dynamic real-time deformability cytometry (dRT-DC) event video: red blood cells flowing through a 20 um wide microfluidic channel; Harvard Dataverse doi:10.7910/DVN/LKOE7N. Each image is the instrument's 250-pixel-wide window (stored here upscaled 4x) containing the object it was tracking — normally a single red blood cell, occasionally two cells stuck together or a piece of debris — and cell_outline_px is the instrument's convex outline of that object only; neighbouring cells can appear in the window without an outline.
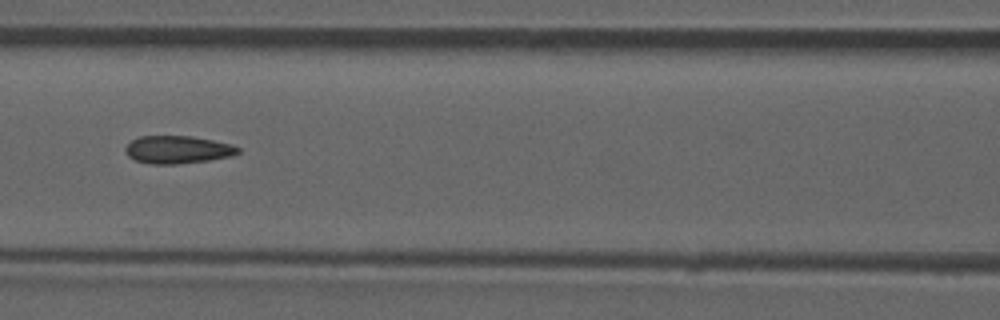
{"species": "common noctule bat (a hibernating species)", "species_latin": "Nyctalus noctula", "temperature_condition": "room temperature", "stored_images_in_passage": 4, "camera_frame_rate_fps": 3000, "um_per_image_px": 0.085, "animal": {"sex": "male", "forearm_length_mm": 52.5}, "frame": {"image": 1, "passage_image": 4, "time_ms": 4.333, "image_size_px": [1000, 320], "cell_outline_px": [[240, 152], [232, 156], [208, 160], [176, 164], [152, 164], [136, 160], [128, 156], [124, 148], [132, 140], [140, 136], [192, 136], [232, 144], [240, 148]], "centroid_in_image_um": [15.11, 12.71], "position_along_channel_um": 151.5, "area_um2": 18.15}}